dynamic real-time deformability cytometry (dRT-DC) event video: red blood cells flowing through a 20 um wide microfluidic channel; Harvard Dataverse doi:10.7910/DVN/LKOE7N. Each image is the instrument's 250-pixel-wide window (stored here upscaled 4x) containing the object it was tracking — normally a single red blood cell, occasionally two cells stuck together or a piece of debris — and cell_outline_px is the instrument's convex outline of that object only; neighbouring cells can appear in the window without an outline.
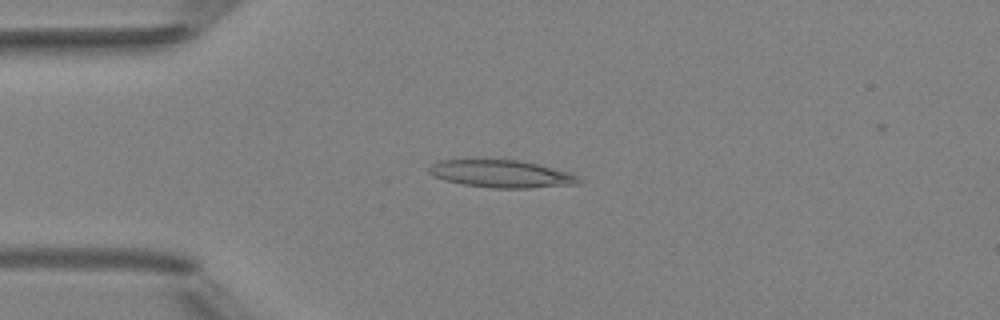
{"species": "Egyptian fruit bat (a non-hibernating species)", "species_latin": "Rousettus aegyptiacus", "temperature_condition": "room temperature", "stored_images_in_passage": 6, "camera_frame_rate_fps": 3000, "um_per_image_px": 0.085, "animal": {"sex": "female"}, "frame": {"image": 1, "passage_image": 4, "time_ms": 3.333, "image_size_px": [1000, 320], "cell_outline_px": [[584, 180], [580, 184], [528, 188], [492, 188], [464, 184], [432, 176], [428, 172], [428, 168], [432, 164], [440, 160], [520, 160], [572, 172]], "centroid_in_image_um": [42.7, 14.78], "position_along_channel_um": 42.3, "area_um2": 24.04}}
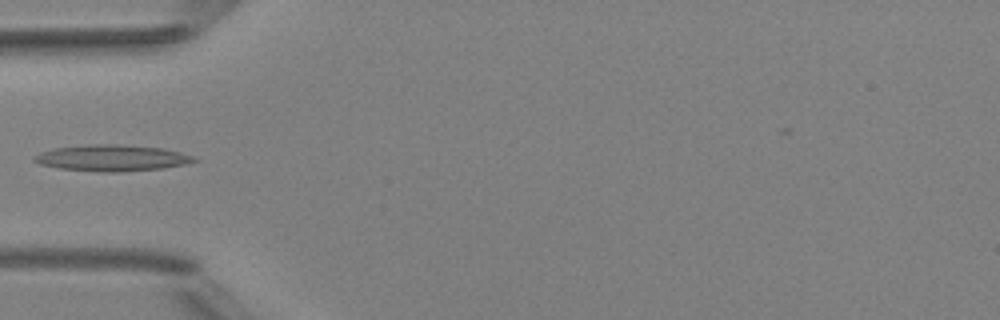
{"frame": {"image": 2, "passage_image": 5, "time_ms": 4.667, "image_size_px": [1000, 320], "cell_outline_px": [[200, 160], [184, 164], [164, 168], [120, 172], [96, 172], [60, 168], [40, 164], [32, 160], [32, 156], [40, 152], [52, 148], [88, 144], [116, 144], [164, 148], [180, 152], [192, 156]], "centroid_in_image_um": [9.48, 13.42], "position_along_channel_um": 75.5, "area_um2": 24.68}}
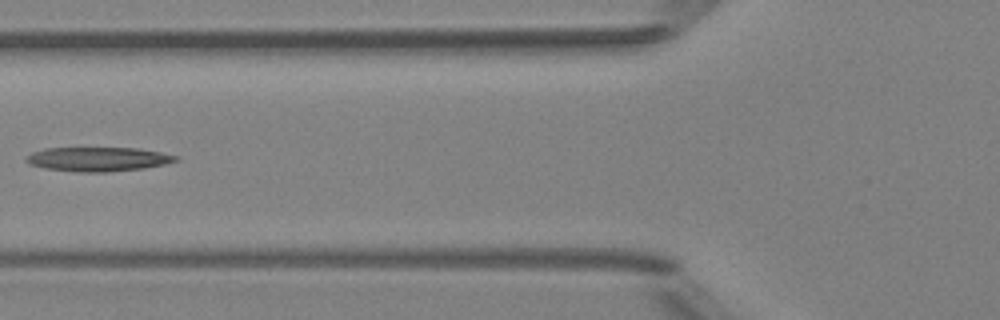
{"frame": {"image": 3, "passage_image": 6, "time_ms": 5.667, "image_size_px": [1000, 320], "cell_outline_px": [[180, 160], [164, 164], [144, 168], [104, 172], [80, 172], [44, 168], [28, 164], [24, 160], [32, 152], [44, 148], [136, 148], [160, 152], [176, 156]], "centroid_in_image_um": [8.3, 13.53], "position_along_channel_um": 117.5, "area_um2": 20.98}}